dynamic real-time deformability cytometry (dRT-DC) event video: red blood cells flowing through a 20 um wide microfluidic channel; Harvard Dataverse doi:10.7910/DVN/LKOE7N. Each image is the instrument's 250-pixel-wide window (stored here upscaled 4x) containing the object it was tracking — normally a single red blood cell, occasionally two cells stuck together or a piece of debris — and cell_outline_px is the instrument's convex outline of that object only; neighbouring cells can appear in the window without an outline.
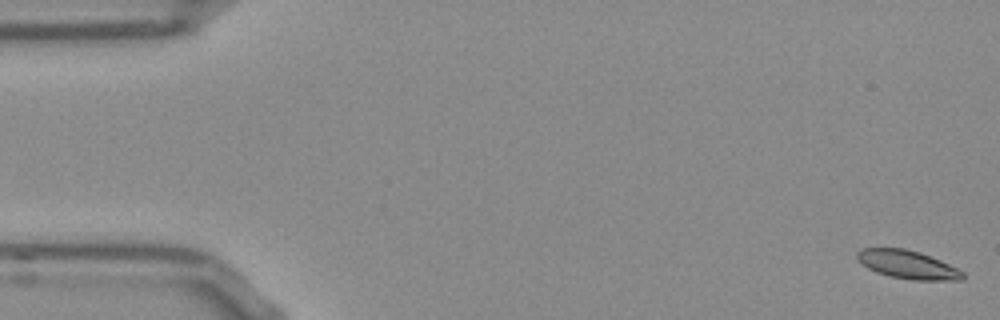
{"species": "Egyptian fruit bat (a non-hibernating species)", "species_latin": "Rousettus aegyptiacus", "temperature_condition": "room temperature", "stored_images_in_passage": 53, "camera_frame_rate_fps": 3000, "um_per_image_px": 0.085, "frame": {"image": 1, "passage_image": 1, "time_ms": 0.0, "image_size_px": [1000, 320], "cell_outline_px": [[964, 280], [912, 280], [888, 276], [876, 272], [860, 264], [856, 260], [856, 252], [864, 248], [904, 248], [920, 252], [940, 260], [964, 272]], "centroid_in_image_um": [77.11, 22.49], "position_along_channel_um": 7.9, "area_um2": 17.57}}
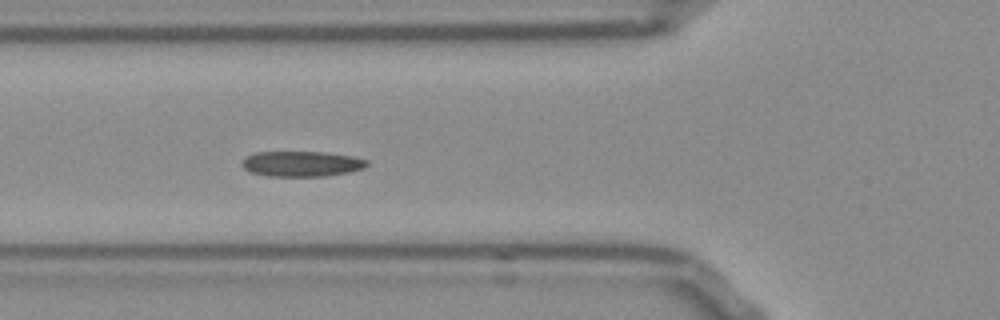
{"frame": {"image": 2, "passage_image": 19, "time_ms": 6.0, "image_size_px": [1000, 320], "cell_outline_px": [[368, 164], [364, 168], [348, 172], [324, 176], [268, 176], [248, 172], [240, 164], [244, 156], [256, 152], [328, 152], [352, 156], [368, 160]], "centroid_in_image_um": [25.59, 13.92], "position_along_channel_um": 100.2, "area_um2": 18.67}}
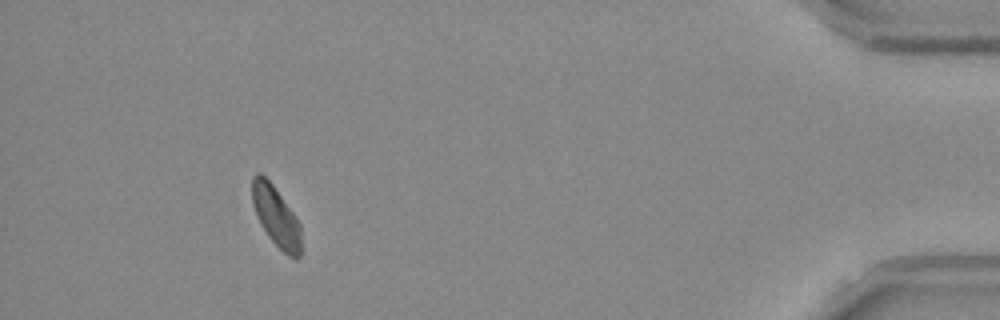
{"frame": {"image": 3, "passage_image": 49, "time_ms": 16.0, "image_size_px": [1000, 320], "cell_outline_px": [[300, 256], [296, 260], [288, 256], [268, 236], [260, 224], [256, 216], [252, 204], [252, 176], [256, 172], [260, 172], [272, 184], [292, 212], [300, 224]], "centroid_in_image_um": [23.43, 18.39], "position_along_channel_um": 411.8, "area_um2": 16.99}, "authors_computed_cell_mechanics": {"area_um2": 18.0914, "velocity_mm_per_s": 3.7739, "shape_relaxation_time_tau1_ms": null, "shape_relaxation_time_tau2_ms": 8.5664, "deformation_change_tau1": null, "deformation_change_tau2": 0.1327}}